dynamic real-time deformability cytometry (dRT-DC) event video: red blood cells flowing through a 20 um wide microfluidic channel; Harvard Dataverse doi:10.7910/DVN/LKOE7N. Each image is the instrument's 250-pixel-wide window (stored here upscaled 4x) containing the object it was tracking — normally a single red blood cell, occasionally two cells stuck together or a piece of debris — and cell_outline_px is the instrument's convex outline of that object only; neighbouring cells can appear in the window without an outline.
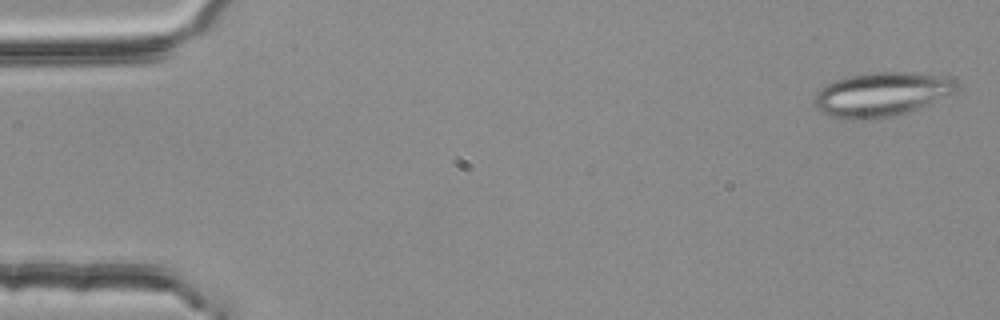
{"species": "common noctule bat (a hibernating species)", "species_latin": "Nyctalus noctula", "temperature_condition": "room temperature", "stored_images_in_passage": 3, "camera_frame_rate_fps": 3000, "um_per_image_px": 0.085, "animal": {"sex": "female", "body_mass_g": 25.1}, "frame": {"image": 1, "passage_image": 1, "time_ms": 0.0, "image_size_px": [1000, 320], "cell_outline_px": [[960, 88], [956, 92], [908, 112], [872, 120], [852, 120], [832, 116], [820, 112], [816, 108], [816, 92], [820, 88], [832, 80], [848, 76], [868, 72], [912, 72], [936, 76], [956, 80]], "centroid_in_image_um": [74.9, 8.02], "position_along_channel_um": 10.1, "area_um2": 36.59}}